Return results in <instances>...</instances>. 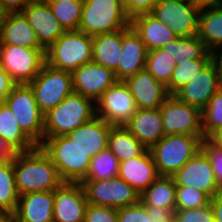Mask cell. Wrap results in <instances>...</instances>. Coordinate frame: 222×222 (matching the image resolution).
<instances>
[{"label": "cell", "instance_id": "47", "mask_svg": "<svg viewBox=\"0 0 222 222\" xmlns=\"http://www.w3.org/2000/svg\"><path fill=\"white\" fill-rule=\"evenodd\" d=\"M31 0H0V7L4 13L21 12Z\"/></svg>", "mask_w": 222, "mask_h": 222}, {"label": "cell", "instance_id": "41", "mask_svg": "<svg viewBox=\"0 0 222 222\" xmlns=\"http://www.w3.org/2000/svg\"><path fill=\"white\" fill-rule=\"evenodd\" d=\"M175 222H215L210 203L201 208L175 210Z\"/></svg>", "mask_w": 222, "mask_h": 222}, {"label": "cell", "instance_id": "12", "mask_svg": "<svg viewBox=\"0 0 222 222\" xmlns=\"http://www.w3.org/2000/svg\"><path fill=\"white\" fill-rule=\"evenodd\" d=\"M165 135H203L202 111L170 95L160 106Z\"/></svg>", "mask_w": 222, "mask_h": 222}, {"label": "cell", "instance_id": "20", "mask_svg": "<svg viewBox=\"0 0 222 222\" xmlns=\"http://www.w3.org/2000/svg\"><path fill=\"white\" fill-rule=\"evenodd\" d=\"M147 48L130 26L122 29V52L114 70L117 81H125L145 67Z\"/></svg>", "mask_w": 222, "mask_h": 222}, {"label": "cell", "instance_id": "19", "mask_svg": "<svg viewBox=\"0 0 222 222\" xmlns=\"http://www.w3.org/2000/svg\"><path fill=\"white\" fill-rule=\"evenodd\" d=\"M124 83L134 97L137 108H160L162 103L170 96L166 86L157 81L146 67L127 78Z\"/></svg>", "mask_w": 222, "mask_h": 222}, {"label": "cell", "instance_id": "50", "mask_svg": "<svg viewBox=\"0 0 222 222\" xmlns=\"http://www.w3.org/2000/svg\"><path fill=\"white\" fill-rule=\"evenodd\" d=\"M210 54H211V61L214 63L222 79V45L214 48L212 51H210Z\"/></svg>", "mask_w": 222, "mask_h": 222}, {"label": "cell", "instance_id": "33", "mask_svg": "<svg viewBox=\"0 0 222 222\" xmlns=\"http://www.w3.org/2000/svg\"><path fill=\"white\" fill-rule=\"evenodd\" d=\"M161 49L169 53L175 59L176 64L182 60L201 59L208 52L204 42L197 35L178 37Z\"/></svg>", "mask_w": 222, "mask_h": 222}, {"label": "cell", "instance_id": "18", "mask_svg": "<svg viewBox=\"0 0 222 222\" xmlns=\"http://www.w3.org/2000/svg\"><path fill=\"white\" fill-rule=\"evenodd\" d=\"M21 12L36 32L39 45L45 51L65 32L47 1H30Z\"/></svg>", "mask_w": 222, "mask_h": 222}, {"label": "cell", "instance_id": "40", "mask_svg": "<svg viewBox=\"0 0 222 222\" xmlns=\"http://www.w3.org/2000/svg\"><path fill=\"white\" fill-rule=\"evenodd\" d=\"M201 149L208 156L218 187L222 190V147L208 138L201 140Z\"/></svg>", "mask_w": 222, "mask_h": 222}, {"label": "cell", "instance_id": "15", "mask_svg": "<svg viewBox=\"0 0 222 222\" xmlns=\"http://www.w3.org/2000/svg\"><path fill=\"white\" fill-rule=\"evenodd\" d=\"M221 87L220 74L214 63L210 61L197 76L179 89L174 96L181 102L188 103L202 111Z\"/></svg>", "mask_w": 222, "mask_h": 222}, {"label": "cell", "instance_id": "8", "mask_svg": "<svg viewBox=\"0 0 222 222\" xmlns=\"http://www.w3.org/2000/svg\"><path fill=\"white\" fill-rule=\"evenodd\" d=\"M28 85L44 115L74 92L72 72L54 69L47 63Z\"/></svg>", "mask_w": 222, "mask_h": 222}, {"label": "cell", "instance_id": "10", "mask_svg": "<svg viewBox=\"0 0 222 222\" xmlns=\"http://www.w3.org/2000/svg\"><path fill=\"white\" fill-rule=\"evenodd\" d=\"M89 204L122 208L140 201V193L118 176L80 182Z\"/></svg>", "mask_w": 222, "mask_h": 222}, {"label": "cell", "instance_id": "14", "mask_svg": "<svg viewBox=\"0 0 222 222\" xmlns=\"http://www.w3.org/2000/svg\"><path fill=\"white\" fill-rule=\"evenodd\" d=\"M176 186H192L210 199L222 190L218 187L208 156L200 149L172 175Z\"/></svg>", "mask_w": 222, "mask_h": 222}, {"label": "cell", "instance_id": "51", "mask_svg": "<svg viewBox=\"0 0 222 222\" xmlns=\"http://www.w3.org/2000/svg\"><path fill=\"white\" fill-rule=\"evenodd\" d=\"M208 139L212 141L215 145L222 147V127L215 130Z\"/></svg>", "mask_w": 222, "mask_h": 222}, {"label": "cell", "instance_id": "9", "mask_svg": "<svg viewBox=\"0 0 222 222\" xmlns=\"http://www.w3.org/2000/svg\"><path fill=\"white\" fill-rule=\"evenodd\" d=\"M46 64L43 48L0 44V66L17 84L30 83Z\"/></svg>", "mask_w": 222, "mask_h": 222}, {"label": "cell", "instance_id": "6", "mask_svg": "<svg viewBox=\"0 0 222 222\" xmlns=\"http://www.w3.org/2000/svg\"><path fill=\"white\" fill-rule=\"evenodd\" d=\"M92 61V36L80 31H65L46 51V63L57 70L73 72Z\"/></svg>", "mask_w": 222, "mask_h": 222}, {"label": "cell", "instance_id": "31", "mask_svg": "<svg viewBox=\"0 0 222 222\" xmlns=\"http://www.w3.org/2000/svg\"><path fill=\"white\" fill-rule=\"evenodd\" d=\"M108 148L119 162L141 156L147 148L125 126H113L108 136Z\"/></svg>", "mask_w": 222, "mask_h": 222}, {"label": "cell", "instance_id": "4", "mask_svg": "<svg viewBox=\"0 0 222 222\" xmlns=\"http://www.w3.org/2000/svg\"><path fill=\"white\" fill-rule=\"evenodd\" d=\"M204 135H165L149 150L159 176H172L200 149Z\"/></svg>", "mask_w": 222, "mask_h": 222}, {"label": "cell", "instance_id": "23", "mask_svg": "<svg viewBox=\"0 0 222 222\" xmlns=\"http://www.w3.org/2000/svg\"><path fill=\"white\" fill-rule=\"evenodd\" d=\"M124 126L147 149L165 136L160 108H138Z\"/></svg>", "mask_w": 222, "mask_h": 222}, {"label": "cell", "instance_id": "26", "mask_svg": "<svg viewBox=\"0 0 222 222\" xmlns=\"http://www.w3.org/2000/svg\"><path fill=\"white\" fill-rule=\"evenodd\" d=\"M130 26L140 36L148 51L162 48L171 40L178 38L169 26L150 13L133 17Z\"/></svg>", "mask_w": 222, "mask_h": 222}, {"label": "cell", "instance_id": "24", "mask_svg": "<svg viewBox=\"0 0 222 222\" xmlns=\"http://www.w3.org/2000/svg\"><path fill=\"white\" fill-rule=\"evenodd\" d=\"M118 177L141 194L159 177L150 150L147 149L141 156L120 162Z\"/></svg>", "mask_w": 222, "mask_h": 222}, {"label": "cell", "instance_id": "27", "mask_svg": "<svg viewBox=\"0 0 222 222\" xmlns=\"http://www.w3.org/2000/svg\"><path fill=\"white\" fill-rule=\"evenodd\" d=\"M93 61L113 71L122 52V30L92 36Z\"/></svg>", "mask_w": 222, "mask_h": 222}, {"label": "cell", "instance_id": "21", "mask_svg": "<svg viewBox=\"0 0 222 222\" xmlns=\"http://www.w3.org/2000/svg\"><path fill=\"white\" fill-rule=\"evenodd\" d=\"M54 190L19 195L14 222H53Z\"/></svg>", "mask_w": 222, "mask_h": 222}, {"label": "cell", "instance_id": "35", "mask_svg": "<svg viewBox=\"0 0 222 222\" xmlns=\"http://www.w3.org/2000/svg\"><path fill=\"white\" fill-rule=\"evenodd\" d=\"M54 17L65 31H78L84 2L83 0L47 1Z\"/></svg>", "mask_w": 222, "mask_h": 222}, {"label": "cell", "instance_id": "52", "mask_svg": "<svg viewBox=\"0 0 222 222\" xmlns=\"http://www.w3.org/2000/svg\"><path fill=\"white\" fill-rule=\"evenodd\" d=\"M198 5L200 7L222 5V0H198Z\"/></svg>", "mask_w": 222, "mask_h": 222}, {"label": "cell", "instance_id": "11", "mask_svg": "<svg viewBox=\"0 0 222 222\" xmlns=\"http://www.w3.org/2000/svg\"><path fill=\"white\" fill-rule=\"evenodd\" d=\"M201 7L182 0H158L151 15L169 26L178 37L197 35Z\"/></svg>", "mask_w": 222, "mask_h": 222}, {"label": "cell", "instance_id": "45", "mask_svg": "<svg viewBox=\"0 0 222 222\" xmlns=\"http://www.w3.org/2000/svg\"><path fill=\"white\" fill-rule=\"evenodd\" d=\"M153 222H175V210L145 205Z\"/></svg>", "mask_w": 222, "mask_h": 222}, {"label": "cell", "instance_id": "7", "mask_svg": "<svg viewBox=\"0 0 222 222\" xmlns=\"http://www.w3.org/2000/svg\"><path fill=\"white\" fill-rule=\"evenodd\" d=\"M12 110L22 131L37 145L44 139V114L28 84H17L4 101Z\"/></svg>", "mask_w": 222, "mask_h": 222}, {"label": "cell", "instance_id": "53", "mask_svg": "<svg viewBox=\"0 0 222 222\" xmlns=\"http://www.w3.org/2000/svg\"><path fill=\"white\" fill-rule=\"evenodd\" d=\"M0 222H14V215L7 212H0Z\"/></svg>", "mask_w": 222, "mask_h": 222}, {"label": "cell", "instance_id": "49", "mask_svg": "<svg viewBox=\"0 0 222 222\" xmlns=\"http://www.w3.org/2000/svg\"><path fill=\"white\" fill-rule=\"evenodd\" d=\"M16 152L9 146V144L0 137V163L8 159H12Z\"/></svg>", "mask_w": 222, "mask_h": 222}, {"label": "cell", "instance_id": "34", "mask_svg": "<svg viewBox=\"0 0 222 222\" xmlns=\"http://www.w3.org/2000/svg\"><path fill=\"white\" fill-rule=\"evenodd\" d=\"M211 61L208 51L201 59L182 60L176 64L170 83L166 86L169 95H174L179 89L191 81Z\"/></svg>", "mask_w": 222, "mask_h": 222}, {"label": "cell", "instance_id": "22", "mask_svg": "<svg viewBox=\"0 0 222 222\" xmlns=\"http://www.w3.org/2000/svg\"><path fill=\"white\" fill-rule=\"evenodd\" d=\"M113 126L96 116L67 136L91 159L108 148V136Z\"/></svg>", "mask_w": 222, "mask_h": 222}, {"label": "cell", "instance_id": "38", "mask_svg": "<svg viewBox=\"0 0 222 222\" xmlns=\"http://www.w3.org/2000/svg\"><path fill=\"white\" fill-rule=\"evenodd\" d=\"M220 127H222V87L213 95L208 105L202 110L204 138H208Z\"/></svg>", "mask_w": 222, "mask_h": 222}, {"label": "cell", "instance_id": "44", "mask_svg": "<svg viewBox=\"0 0 222 222\" xmlns=\"http://www.w3.org/2000/svg\"><path fill=\"white\" fill-rule=\"evenodd\" d=\"M127 16L132 19L140 14L151 13L158 0H121Z\"/></svg>", "mask_w": 222, "mask_h": 222}, {"label": "cell", "instance_id": "17", "mask_svg": "<svg viewBox=\"0 0 222 222\" xmlns=\"http://www.w3.org/2000/svg\"><path fill=\"white\" fill-rule=\"evenodd\" d=\"M88 204L81 183L63 182L54 190L53 222H84Z\"/></svg>", "mask_w": 222, "mask_h": 222}, {"label": "cell", "instance_id": "16", "mask_svg": "<svg viewBox=\"0 0 222 222\" xmlns=\"http://www.w3.org/2000/svg\"><path fill=\"white\" fill-rule=\"evenodd\" d=\"M72 82L75 93L96 102L117 79L112 69L92 61L72 72Z\"/></svg>", "mask_w": 222, "mask_h": 222}, {"label": "cell", "instance_id": "55", "mask_svg": "<svg viewBox=\"0 0 222 222\" xmlns=\"http://www.w3.org/2000/svg\"><path fill=\"white\" fill-rule=\"evenodd\" d=\"M3 15H4V12H3V10L0 7V25H1V21H2Z\"/></svg>", "mask_w": 222, "mask_h": 222}, {"label": "cell", "instance_id": "1", "mask_svg": "<svg viewBox=\"0 0 222 222\" xmlns=\"http://www.w3.org/2000/svg\"><path fill=\"white\" fill-rule=\"evenodd\" d=\"M14 174L19 195L55 190L63 183L56 166L41 146L15 154Z\"/></svg>", "mask_w": 222, "mask_h": 222}, {"label": "cell", "instance_id": "13", "mask_svg": "<svg viewBox=\"0 0 222 222\" xmlns=\"http://www.w3.org/2000/svg\"><path fill=\"white\" fill-rule=\"evenodd\" d=\"M137 109L135 99L124 81H117L96 101V116L112 126H124Z\"/></svg>", "mask_w": 222, "mask_h": 222}, {"label": "cell", "instance_id": "30", "mask_svg": "<svg viewBox=\"0 0 222 222\" xmlns=\"http://www.w3.org/2000/svg\"><path fill=\"white\" fill-rule=\"evenodd\" d=\"M144 205L175 210L176 185L172 176H159L141 194Z\"/></svg>", "mask_w": 222, "mask_h": 222}, {"label": "cell", "instance_id": "36", "mask_svg": "<svg viewBox=\"0 0 222 222\" xmlns=\"http://www.w3.org/2000/svg\"><path fill=\"white\" fill-rule=\"evenodd\" d=\"M120 162L109 148L100 151L91 161L83 180H104L118 176Z\"/></svg>", "mask_w": 222, "mask_h": 222}, {"label": "cell", "instance_id": "37", "mask_svg": "<svg viewBox=\"0 0 222 222\" xmlns=\"http://www.w3.org/2000/svg\"><path fill=\"white\" fill-rule=\"evenodd\" d=\"M175 66V59L161 48L147 52L145 67L165 86L170 83Z\"/></svg>", "mask_w": 222, "mask_h": 222}, {"label": "cell", "instance_id": "5", "mask_svg": "<svg viewBox=\"0 0 222 222\" xmlns=\"http://www.w3.org/2000/svg\"><path fill=\"white\" fill-rule=\"evenodd\" d=\"M78 31L89 36L110 33L130 27L121 0H83Z\"/></svg>", "mask_w": 222, "mask_h": 222}, {"label": "cell", "instance_id": "28", "mask_svg": "<svg viewBox=\"0 0 222 222\" xmlns=\"http://www.w3.org/2000/svg\"><path fill=\"white\" fill-rule=\"evenodd\" d=\"M197 36L209 52L222 45V5L201 7Z\"/></svg>", "mask_w": 222, "mask_h": 222}, {"label": "cell", "instance_id": "2", "mask_svg": "<svg viewBox=\"0 0 222 222\" xmlns=\"http://www.w3.org/2000/svg\"><path fill=\"white\" fill-rule=\"evenodd\" d=\"M96 117V102L73 92L44 115V137L67 135Z\"/></svg>", "mask_w": 222, "mask_h": 222}, {"label": "cell", "instance_id": "25", "mask_svg": "<svg viewBox=\"0 0 222 222\" xmlns=\"http://www.w3.org/2000/svg\"><path fill=\"white\" fill-rule=\"evenodd\" d=\"M0 44L42 48L36 32L31 28L22 12L4 13L0 25Z\"/></svg>", "mask_w": 222, "mask_h": 222}, {"label": "cell", "instance_id": "39", "mask_svg": "<svg viewBox=\"0 0 222 222\" xmlns=\"http://www.w3.org/2000/svg\"><path fill=\"white\" fill-rule=\"evenodd\" d=\"M210 198L192 186H176L175 210L201 208L209 204Z\"/></svg>", "mask_w": 222, "mask_h": 222}, {"label": "cell", "instance_id": "32", "mask_svg": "<svg viewBox=\"0 0 222 222\" xmlns=\"http://www.w3.org/2000/svg\"><path fill=\"white\" fill-rule=\"evenodd\" d=\"M18 199L13 157L0 163V212L14 214Z\"/></svg>", "mask_w": 222, "mask_h": 222}, {"label": "cell", "instance_id": "46", "mask_svg": "<svg viewBox=\"0 0 222 222\" xmlns=\"http://www.w3.org/2000/svg\"><path fill=\"white\" fill-rule=\"evenodd\" d=\"M17 83L0 66V102H4Z\"/></svg>", "mask_w": 222, "mask_h": 222}, {"label": "cell", "instance_id": "54", "mask_svg": "<svg viewBox=\"0 0 222 222\" xmlns=\"http://www.w3.org/2000/svg\"><path fill=\"white\" fill-rule=\"evenodd\" d=\"M182 1H186L192 4H198V0H182Z\"/></svg>", "mask_w": 222, "mask_h": 222}, {"label": "cell", "instance_id": "43", "mask_svg": "<svg viewBox=\"0 0 222 222\" xmlns=\"http://www.w3.org/2000/svg\"><path fill=\"white\" fill-rule=\"evenodd\" d=\"M84 222H118L117 208L88 204Z\"/></svg>", "mask_w": 222, "mask_h": 222}, {"label": "cell", "instance_id": "29", "mask_svg": "<svg viewBox=\"0 0 222 222\" xmlns=\"http://www.w3.org/2000/svg\"><path fill=\"white\" fill-rule=\"evenodd\" d=\"M0 137L17 152H27L37 145L22 131L12 110L5 102H0Z\"/></svg>", "mask_w": 222, "mask_h": 222}, {"label": "cell", "instance_id": "48", "mask_svg": "<svg viewBox=\"0 0 222 222\" xmlns=\"http://www.w3.org/2000/svg\"><path fill=\"white\" fill-rule=\"evenodd\" d=\"M215 222H222V191L210 199Z\"/></svg>", "mask_w": 222, "mask_h": 222}, {"label": "cell", "instance_id": "42", "mask_svg": "<svg viewBox=\"0 0 222 222\" xmlns=\"http://www.w3.org/2000/svg\"><path fill=\"white\" fill-rule=\"evenodd\" d=\"M118 222H153L146 206L139 201L136 204L118 208Z\"/></svg>", "mask_w": 222, "mask_h": 222}, {"label": "cell", "instance_id": "3", "mask_svg": "<svg viewBox=\"0 0 222 222\" xmlns=\"http://www.w3.org/2000/svg\"><path fill=\"white\" fill-rule=\"evenodd\" d=\"M40 146L51 158L63 182L80 183L86 177L91 158L67 135L44 137Z\"/></svg>", "mask_w": 222, "mask_h": 222}]
</instances>
